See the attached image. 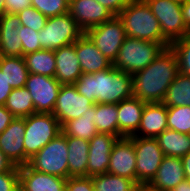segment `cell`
Listing matches in <instances>:
<instances>
[{
  "mask_svg": "<svg viewBox=\"0 0 190 191\" xmlns=\"http://www.w3.org/2000/svg\"><path fill=\"white\" fill-rule=\"evenodd\" d=\"M13 167V163L0 150V173L10 171Z\"/></svg>",
  "mask_w": 190,
  "mask_h": 191,
  "instance_id": "ee69618b",
  "label": "cell"
},
{
  "mask_svg": "<svg viewBox=\"0 0 190 191\" xmlns=\"http://www.w3.org/2000/svg\"><path fill=\"white\" fill-rule=\"evenodd\" d=\"M94 103L79 94L74 84L61 85L52 114L63 126L70 120L81 117Z\"/></svg>",
  "mask_w": 190,
  "mask_h": 191,
  "instance_id": "7c38bea8",
  "label": "cell"
},
{
  "mask_svg": "<svg viewBox=\"0 0 190 191\" xmlns=\"http://www.w3.org/2000/svg\"><path fill=\"white\" fill-rule=\"evenodd\" d=\"M21 22L15 13H5L0 17V56L22 57V40L19 28Z\"/></svg>",
  "mask_w": 190,
  "mask_h": 191,
  "instance_id": "ac0fdd59",
  "label": "cell"
},
{
  "mask_svg": "<svg viewBox=\"0 0 190 191\" xmlns=\"http://www.w3.org/2000/svg\"><path fill=\"white\" fill-rule=\"evenodd\" d=\"M178 61L179 73L190 76V34L170 44Z\"/></svg>",
  "mask_w": 190,
  "mask_h": 191,
  "instance_id": "836d02e7",
  "label": "cell"
},
{
  "mask_svg": "<svg viewBox=\"0 0 190 191\" xmlns=\"http://www.w3.org/2000/svg\"><path fill=\"white\" fill-rule=\"evenodd\" d=\"M117 140V136L109 133H98L89 140L87 176L107 173L110 154Z\"/></svg>",
  "mask_w": 190,
  "mask_h": 191,
  "instance_id": "4fadbf2b",
  "label": "cell"
},
{
  "mask_svg": "<svg viewBox=\"0 0 190 191\" xmlns=\"http://www.w3.org/2000/svg\"><path fill=\"white\" fill-rule=\"evenodd\" d=\"M20 187L19 167L0 173V191H17Z\"/></svg>",
  "mask_w": 190,
  "mask_h": 191,
  "instance_id": "74e56055",
  "label": "cell"
},
{
  "mask_svg": "<svg viewBox=\"0 0 190 191\" xmlns=\"http://www.w3.org/2000/svg\"><path fill=\"white\" fill-rule=\"evenodd\" d=\"M55 78L61 85L74 84L83 74L75 51V42L54 51Z\"/></svg>",
  "mask_w": 190,
  "mask_h": 191,
  "instance_id": "44dd1931",
  "label": "cell"
},
{
  "mask_svg": "<svg viewBox=\"0 0 190 191\" xmlns=\"http://www.w3.org/2000/svg\"><path fill=\"white\" fill-rule=\"evenodd\" d=\"M84 31L69 12L47 18L45 27L39 31L42 49L55 51L76 42Z\"/></svg>",
  "mask_w": 190,
  "mask_h": 191,
  "instance_id": "52a82bcc",
  "label": "cell"
},
{
  "mask_svg": "<svg viewBox=\"0 0 190 191\" xmlns=\"http://www.w3.org/2000/svg\"><path fill=\"white\" fill-rule=\"evenodd\" d=\"M145 104L134 96L117 104L118 138L133 136L138 131Z\"/></svg>",
  "mask_w": 190,
  "mask_h": 191,
  "instance_id": "7402d4cb",
  "label": "cell"
},
{
  "mask_svg": "<svg viewBox=\"0 0 190 191\" xmlns=\"http://www.w3.org/2000/svg\"><path fill=\"white\" fill-rule=\"evenodd\" d=\"M20 187L24 191H65L66 178L37 172L28 165L19 166Z\"/></svg>",
  "mask_w": 190,
  "mask_h": 191,
  "instance_id": "ffe728a7",
  "label": "cell"
},
{
  "mask_svg": "<svg viewBox=\"0 0 190 191\" xmlns=\"http://www.w3.org/2000/svg\"><path fill=\"white\" fill-rule=\"evenodd\" d=\"M32 96L35 113H52L61 84L55 77L29 73L25 83Z\"/></svg>",
  "mask_w": 190,
  "mask_h": 191,
  "instance_id": "8fae6325",
  "label": "cell"
},
{
  "mask_svg": "<svg viewBox=\"0 0 190 191\" xmlns=\"http://www.w3.org/2000/svg\"><path fill=\"white\" fill-rule=\"evenodd\" d=\"M31 6L47 18L69 12V0H31Z\"/></svg>",
  "mask_w": 190,
  "mask_h": 191,
  "instance_id": "e575fe53",
  "label": "cell"
},
{
  "mask_svg": "<svg viewBox=\"0 0 190 191\" xmlns=\"http://www.w3.org/2000/svg\"><path fill=\"white\" fill-rule=\"evenodd\" d=\"M5 14V0H0V17Z\"/></svg>",
  "mask_w": 190,
  "mask_h": 191,
  "instance_id": "c3c4849f",
  "label": "cell"
},
{
  "mask_svg": "<svg viewBox=\"0 0 190 191\" xmlns=\"http://www.w3.org/2000/svg\"><path fill=\"white\" fill-rule=\"evenodd\" d=\"M17 191H24L21 187H19V189Z\"/></svg>",
  "mask_w": 190,
  "mask_h": 191,
  "instance_id": "816d5d0a",
  "label": "cell"
},
{
  "mask_svg": "<svg viewBox=\"0 0 190 191\" xmlns=\"http://www.w3.org/2000/svg\"><path fill=\"white\" fill-rule=\"evenodd\" d=\"M0 71L13 89L25 87L29 71L24 57L0 56Z\"/></svg>",
  "mask_w": 190,
  "mask_h": 191,
  "instance_id": "484cf974",
  "label": "cell"
},
{
  "mask_svg": "<svg viewBox=\"0 0 190 191\" xmlns=\"http://www.w3.org/2000/svg\"><path fill=\"white\" fill-rule=\"evenodd\" d=\"M136 154V184L147 186L165 157L156 138L130 136Z\"/></svg>",
  "mask_w": 190,
  "mask_h": 191,
  "instance_id": "9c48e42d",
  "label": "cell"
},
{
  "mask_svg": "<svg viewBox=\"0 0 190 191\" xmlns=\"http://www.w3.org/2000/svg\"><path fill=\"white\" fill-rule=\"evenodd\" d=\"M75 51L83 74L104 71L112 66L110 62L84 33L75 42Z\"/></svg>",
  "mask_w": 190,
  "mask_h": 191,
  "instance_id": "d6986e66",
  "label": "cell"
},
{
  "mask_svg": "<svg viewBox=\"0 0 190 191\" xmlns=\"http://www.w3.org/2000/svg\"><path fill=\"white\" fill-rule=\"evenodd\" d=\"M165 156L180 157L190 152V135L166 129L156 137Z\"/></svg>",
  "mask_w": 190,
  "mask_h": 191,
  "instance_id": "d4e9b609",
  "label": "cell"
},
{
  "mask_svg": "<svg viewBox=\"0 0 190 191\" xmlns=\"http://www.w3.org/2000/svg\"><path fill=\"white\" fill-rule=\"evenodd\" d=\"M183 20L187 28L190 30V0L182 3Z\"/></svg>",
  "mask_w": 190,
  "mask_h": 191,
  "instance_id": "f6af8a7d",
  "label": "cell"
},
{
  "mask_svg": "<svg viewBox=\"0 0 190 191\" xmlns=\"http://www.w3.org/2000/svg\"><path fill=\"white\" fill-rule=\"evenodd\" d=\"M166 107L190 106V76L178 73L162 101Z\"/></svg>",
  "mask_w": 190,
  "mask_h": 191,
  "instance_id": "f1b7e54d",
  "label": "cell"
},
{
  "mask_svg": "<svg viewBox=\"0 0 190 191\" xmlns=\"http://www.w3.org/2000/svg\"><path fill=\"white\" fill-rule=\"evenodd\" d=\"M170 191H190V180L181 181L176 187L171 189Z\"/></svg>",
  "mask_w": 190,
  "mask_h": 191,
  "instance_id": "7dc6e473",
  "label": "cell"
},
{
  "mask_svg": "<svg viewBox=\"0 0 190 191\" xmlns=\"http://www.w3.org/2000/svg\"><path fill=\"white\" fill-rule=\"evenodd\" d=\"M12 89L13 88L8 84L5 75L0 71V105H5Z\"/></svg>",
  "mask_w": 190,
  "mask_h": 191,
  "instance_id": "b9f144b4",
  "label": "cell"
},
{
  "mask_svg": "<svg viewBox=\"0 0 190 191\" xmlns=\"http://www.w3.org/2000/svg\"><path fill=\"white\" fill-rule=\"evenodd\" d=\"M93 122L99 133H109L118 137L117 104L96 103Z\"/></svg>",
  "mask_w": 190,
  "mask_h": 191,
  "instance_id": "f546056e",
  "label": "cell"
},
{
  "mask_svg": "<svg viewBox=\"0 0 190 191\" xmlns=\"http://www.w3.org/2000/svg\"><path fill=\"white\" fill-rule=\"evenodd\" d=\"M185 179L182 159L165 156L155 177L146 187L151 191H170Z\"/></svg>",
  "mask_w": 190,
  "mask_h": 191,
  "instance_id": "e0dca14e",
  "label": "cell"
},
{
  "mask_svg": "<svg viewBox=\"0 0 190 191\" xmlns=\"http://www.w3.org/2000/svg\"><path fill=\"white\" fill-rule=\"evenodd\" d=\"M14 118L4 105H0V134L4 132Z\"/></svg>",
  "mask_w": 190,
  "mask_h": 191,
  "instance_id": "7bdbcfd3",
  "label": "cell"
},
{
  "mask_svg": "<svg viewBox=\"0 0 190 191\" xmlns=\"http://www.w3.org/2000/svg\"><path fill=\"white\" fill-rule=\"evenodd\" d=\"M23 57L29 73L55 77L56 61L54 51L41 49Z\"/></svg>",
  "mask_w": 190,
  "mask_h": 191,
  "instance_id": "83f0119b",
  "label": "cell"
},
{
  "mask_svg": "<svg viewBox=\"0 0 190 191\" xmlns=\"http://www.w3.org/2000/svg\"><path fill=\"white\" fill-rule=\"evenodd\" d=\"M93 113H96V103L81 117L66 122L62 126V132L66 136L77 137L89 141L94 135L99 133L93 122Z\"/></svg>",
  "mask_w": 190,
  "mask_h": 191,
  "instance_id": "4316f807",
  "label": "cell"
},
{
  "mask_svg": "<svg viewBox=\"0 0 190 191\" xmlns=\"http://www.w3.org/2000/svg\"><path fill=\"white\" fill-rule=\"evenodd\" d=\"M85 34L112 63L116 59L120 47L127 37L123 23L118 16H114L109 21L89 28Z\"/></svg>",
  "mask_w": 190,
  "mask_h": 191,
  "instance_id": "30bf717a",
  "label": "cell"
},
{
  "mask_svg": "<svg viewBox=\"0 0 190 191\" xmlns=\"http://www.w3.org/2000/svg\"><path fill=\"white\" fill-rule=\"evenodd\" d=\"M94 187L98 191H136L139 186L126 177L110 173L95 175L92 177Z\"/></svg>",
  "mask_w": 190,
  "mask_h": 191,
  "instance_id": "1f68e13d",
  "label": "cell"
},
{
  "mask_svg": "<svg viewBox=\"0 0 190 191\" xmlns=\"http://www.w3.org/2000/svg\"><path fill=\"white\" fill-rule=\"evenodd\" d=\"M19 31L18 35L22 40V57L42 49L39 32L23 25H21Z\"/></svg>",
  "mask_w": 190,
  "mask_h": 191,
  "instance_id": "8d00e7d4",
  "label": "cell"
},
{
  "mask_svg": "<svg viewBox=\"0 0 190 191\" xmlns=\"http://www.w3.org/2000/svg\"><path fill=\"white\" fill-rule=\"evenodd\" d=\"M74 85L79 94L94 104H118L133 96L132 75L113 66L104 71L82 74Z\"/></svg>",
  "mask_w": 190,
  "mask_h": 191,
  "instance_id": "7a4b0ae2",
  "label": "cell"
},
{
  "mask_svg": "<svg viewBox=\"0 0 190 191\" xmlns=\"http://www.w3.org/2000/svg\"><path fill=\"white\" fill-rule=\"evenodd\" d=\"M127 37L161 43L165 48L170 43L163 37L160 24L145 0H131L118 15Z\"/></svg>",
  "mask_w": 190,
  "mask_h": 191,
  "instance_id": "3957f363",
  "label": "cell"
},
{
  "mask_svg": "<svg viewBox=\"0 0 190 191\" xmlns=\"http://www.w3.org/2000/svg\"><path fill=\"white\" fill-rule=\"evenodd\" d=\"M67 136L62 132L34 154L28 166L37 172L69 177Z\"/></svg>",
  "mask_w": 190,
  "mask_h": 191,
  "instance_id": "8992f818",
  "label": "cell"
},
{
  "mask_svg": "<svg viewBox=\"0 0 190 191\" xmlns=\"http://www.w3.org/2000/svg\"><path fill=\"white\" fill-rule=\"evenodd\" d=\"M166 129H168L167 107L162 102L146 103L138 131L133 136L156 138Z\"/></svg>",
  "mask_w": 190,
  "mask_h": 191,
  "instance_id": "603a6c76",
  "label": "cell"
},
{
  "mask_svg": "<svg viewBox=\"0 0 190 191\" xmlns=\"http://www.w3.org/2000/svg\"><path fill=\"white\" fill-rule=\"evenodd\" d=\"M178 73L175 52L164 48L147 67L132 75L133 96L145 103H161Z\"/></svg>",
  "mask_w": 190,
  "mask_h": 191,
  "instance_id": "6da1fadb",
  "label": "cell"
},
{
  "mask_svg": "<svg viewBox=\"0 0 190 191\" xmlns=\"http://www.w3.org/2000/svg\"><path fill=\"white\" fill-rule=\"evenodd\" d=\"M173 1H176V2H179V3H184V2H186L187 0H173Z\"/></svg>",
  "mask_w": 190,
  "mask_h": 191,
  "instance_id": "f907efd6",
  "label": "cell"
},
{
  "mask_svg": "<svg viewBox=\"0 0 190 191\" xmlns=\"http://www.w3.org/2000/svg\"><path fill=\"white\" fill-rule=\"evenodd\" d=\"M164 48L161 43L126 37L112 66L134 75L147 67Z\"/></svg>",
  "mask_w": 190,
  "mask_h": 191,
  "instance_id": "277c9868",
  "label": "cell"
},
{
  "mask_svg": "<svg viewBox=\"0 0 190 191\" xmlns=\"http://www.w3.org/2000/svg\"><path fill=\"white\" fill-rule=\"evenodd\" d=\"M185 178L190 180V152L182 158Z\"/></svg>",
  "mask_w": 190,
  "mask_h": 191,
  "instance_id": "bcb514c9",
  "label": "cell"
},
{
  "mask_svg": "<svg viewBox=\"0 0 190 191\" xmlns=\"http://www.w3.org/2000/svg\"><path fill=\"white\" fill-rule=\"evenodd\" d=\"M69 14L84 33L114 17L113 13L95 0H69Z\"/></svg>",
  "mask_w": 190,
  "mask_h": 191,
  "instance_id": "9a60e30c",
  "label": "cell"
},
{
  "mask_svg": "<svg viewBox=\"0 0 190 191\" xmlns=\"http://www.w3.org/2000/svg\"><path fill=\"white\" fill-rule=\"evenodd\" d=\"M65 191H94V183L92 177H68L66 180Z\"/></svg>",
  "mask_w": 190,
  "mask_h": 191,
  "instance_id": "f35d334b",
  "label": "cell"
},
{
  "mask_svg": "<svg viewBox=\"0 0 190 191\" xmlns=\"http://www.w3.org/2000/svg\"><path fill=\"white\" fill-rule=\"evenodd\" d=\"M169 130L190 135V106L167 107Z\"/></svg>",
  "mask_w": 190,
  "mask_h": 191,
  "instance_id": "d6a6232c",
  "label": "cell"
},
{
  "mask_svg": "<svg viewBox=\"0 0 190 191\" xmlns=\"http://www.w3.org/2000/svg\"><path fill=\"white\" fill-rule=\"evenodd\" d=\"M31 6V0H5V13H15Z\"/></svg>",
  "mask_w": 190,
  "mask_h": 191,
  "instance_id": "60d3db41",
  "label": "cell"
},
{
  "mask_svg": "<svg viewBox=\"0 0 190 191\" xmlns=\"http://www.w3.org/2000/svg\"><path fill=\"white\" fill-rule=\"evenodd\" d=\"M136 191H151V190L146 186H140Z\"/></svg>",
  "mask_w": 190,
  "mask_h": 191,
  "instance_id": "681fc988",
  "label": "cell"
},
{
  "mask_svg": "<svg viewBox=\"0 0 190 191\" xmlns=\"http://www.w3.org/2000/svg\"><path fill=\"white\" fill-rule=\"evenodd\" d=\"M69 177L87 176L89 141L67 136Z\"/></svg>",
  "mask_w": 190,
  "mask_h": 191,
  "instance_id": "cb8c5ba5",
  "label": "cell"
},
{
  "mask_svg": "<svg viewBox=\"0 0 190 191\" xmlns=\"http://www.w3.org/2000/svg\"><path fill=\"white\" fill-rule=\"evenodd\" d=\"M4 106L17 118H25L35 113L32 96L26 87L12 89Z\"/></svg>",
  "mask_w": 190,
  "mask_h": 191,
  "instance_id": "4dcf8cb0",
  "label": "cell"
},
{
  "mask_svg": "<svg viewBox=\"0 0 190 191\" xmlns=\"http://www.w3.org/2000/svg\"><path fill=\"white\" fill-rule=\"evenodd\" d=\"M25 165L52 139L62 133V126L52 113H34L24 118Z\"/></svg>",
  "mask_w": 190,
  "mask_h": 191,
  "instance_id": "5b68a950",
  "label": "cell"
},
{
  "mask_svg": "<svg viewBox=\"0 0 190 191\" xmlns=\"http://www.w3.org/2000/svg\"><path fill=\"white\" fill-rule=\"evenodd\" d=\"M157 18L163 37L171 44L190 34L183 20L182 3L173 0H145Z\"/></svg>",
  "mask_w": 190,
  "mask_h": 191,
  "instance_id": "ba28073f",
  "label": "cell"
},
{
  "mask_svg": "<svg viewBox=\"0 0 190 191\" xmlns=\"http://www.w3.org/2000/svg\"><path fill=\"white\" fill-rule=\"evenodd\" d=\"M24 118L15 117L10 125L0 134V150L14 166L25 165Z\"/></svg>",
  "mask_w": 190,
  "mask_h": 191,
  "instance_id": "2e32d148",
  "label": "cell"
},
{
  "mask_svg": "<svg viewBox=\"0 0 190 191\" xmlns=\"http://www.w3.org/2000/svg\"><path fill=\"white\" fill-rule=\"evenodd\" d=\"M105 6L114 16H118L131 0H95Z\"/></svg>",
  "mask_w": 190,
  "mask_h": 191,
  "instance_id": "ab89813d",
  "label": "cell"
},
{
  "mask_svg": "<svg viewBox=\"0 0 190 191\" xmlns=\"http://www.w3.org/2000/svg\"><path fill=\"white\" fill-rule=\"evenodd\" d=\"M21 25L39 32L45 27L47 17L32 6L17 13Z\"/></svg>",
  "mask_w": 190,
  "mask_h": 191,
  "instance_id": "d590c367",
  "label": "cell"
},
{
  "mask_svg": "<svg viewBox=\"0 0 190 191\" xmlns=\"http://www.w3.org/2000/svg\"><path fill=\"white\" fill-rule=\"evenodd\" d=\"M107 172L132 179L136 183V154L130 137L118 138L113 145Z\"/></svg>",
  "mask_w": 190,
  "mask_h": 191,
  "instance_id": "5bb4252c",
  "label": "cell"
}]
</instances>
